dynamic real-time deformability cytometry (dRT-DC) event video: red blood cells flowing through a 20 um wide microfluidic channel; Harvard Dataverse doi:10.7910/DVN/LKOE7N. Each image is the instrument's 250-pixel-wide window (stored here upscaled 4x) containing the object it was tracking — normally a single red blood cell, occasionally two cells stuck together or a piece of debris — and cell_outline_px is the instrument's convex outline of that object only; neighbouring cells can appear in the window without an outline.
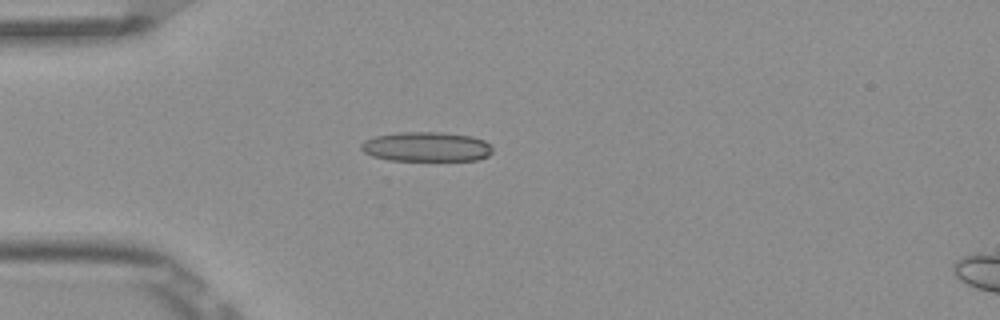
{"species": "Egyptian fruit bat (a non-hibernating species)", "species_latin": "Rousettus aegyptiacus", "temperature_condition": "room temperature", "stored_images_in_passage": 6, "camera_frame_rate_fps": 3000, "um_per_image_px": 0.085, "frame": {"image": 1, "passage_image": 4, "time_ms": 1.0, "image_size_px": [1000, 320], "cell_outline_px": [[492, 152], [488, 156], [476, 160], [388, 160], [372, 156], [364, 152], [360, 148], [360, 144], [364, 140], [376, 136], [400, 132], [444, 132], [472, 136], [484, 140], [492, 148]], "centroid_in_image_um": [36.23, 12.47], "position_along_channel_um": 48.8, "area_um2": 22.72}}
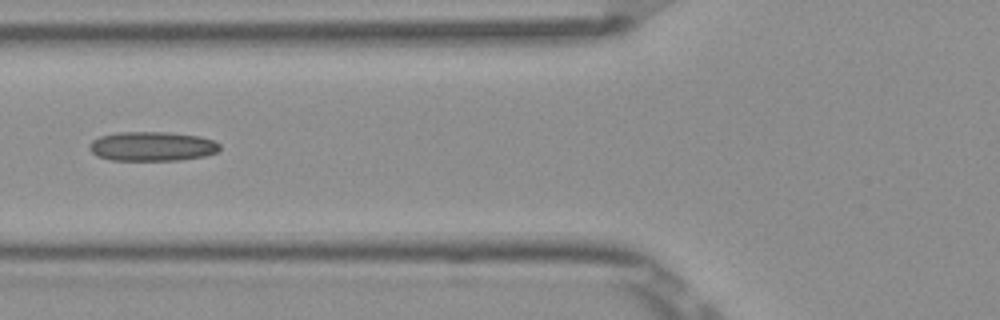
{"frame": {"image": 2, "passage_image": 6, "time_ms": 1.667, "image_size_px": [1000, 320], "cell_outline_px": [[220, 148], [216, 152], [204, 156], [176, 160], [112, 160], [96, 156], [88, 148], [88, 144], [92, 140], [100, 136], [120, 132], [168, 132], [200, 136], [212, 140], [220, 144]], "centroid_in_image_um": [12.9, 12.43], "position_along_channel_um": 112.9, "area_um2": 22.31}}